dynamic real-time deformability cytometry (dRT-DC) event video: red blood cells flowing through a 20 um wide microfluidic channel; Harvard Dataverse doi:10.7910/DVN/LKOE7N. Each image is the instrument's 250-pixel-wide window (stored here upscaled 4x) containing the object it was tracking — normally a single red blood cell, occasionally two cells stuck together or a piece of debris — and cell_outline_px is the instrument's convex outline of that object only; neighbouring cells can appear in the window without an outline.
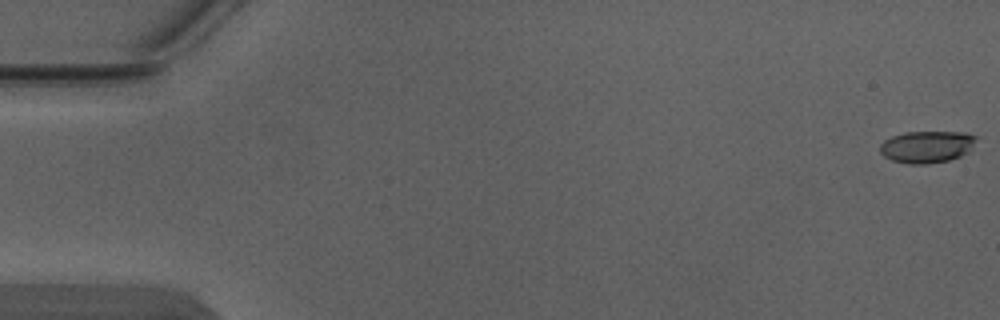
{"species": "Egyptian fruit bat (a non-hibernating species)", "species_latin": "Rousettus aegyptiacus", "temperature_condition": "warm", "stored_images_in_passage": 4, "camera_frame_rate_fps": 3000, "um_per_image_px": 0.085, "animal": {"sex": "male"}, "frame": {"image": 1, "passage_image": 1, "time_ms": 0.0, "image_size_px": [1000, 320], "cell_outline_px": [[980, 136], [968, 152], [960, 156], [948, 160], [928, 164], [908, 164], [892, 160], [884, 156], [880, 152], [880, 144], [884, 140], [892, 136], [904, 132], [968, 132]], "centroid_in_image_um": [78.81, 12.46], "position_along_channel_um": 6.2, "area_um2": 18.15}}
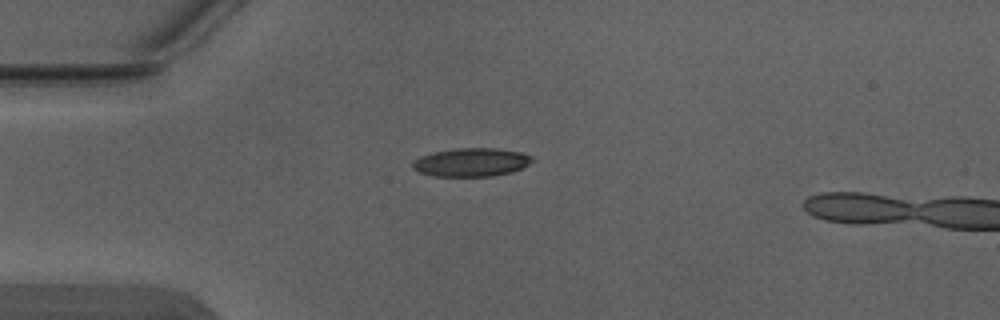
{"frame": {"image": 2, "passage_image": 4, "time_ms": 1.0, "image_size_px": [1000, 320], "cell_outline_px": [[536, 160], [512, 172], [492, 176], [432, 176], [420, 172], [412, 168], [412, 164], [420, 156], [436, 152], [456, 148], [496, 148], [520, 152], [532, 156]], "centroid_in_image_um": [40.09, 13.79], "position_along_channel_um": 44.9, "area_um2": 19.71}}